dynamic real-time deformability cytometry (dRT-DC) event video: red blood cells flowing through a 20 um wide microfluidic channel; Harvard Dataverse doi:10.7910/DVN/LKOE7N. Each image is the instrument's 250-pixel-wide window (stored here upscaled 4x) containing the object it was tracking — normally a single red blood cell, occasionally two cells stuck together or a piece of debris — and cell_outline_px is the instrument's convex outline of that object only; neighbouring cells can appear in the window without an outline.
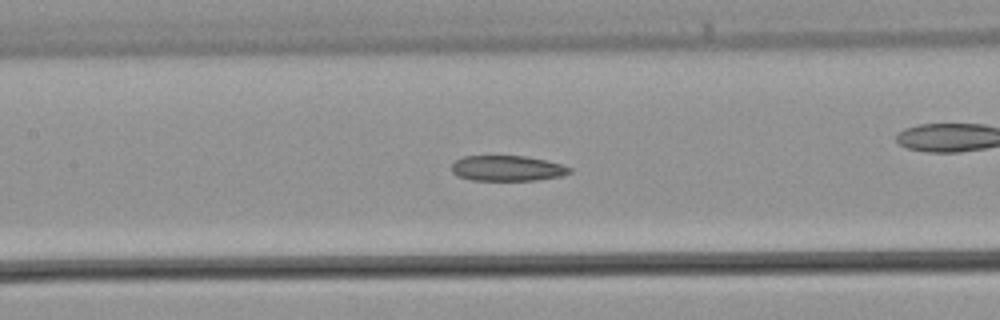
{"species": "common noctule bat (a hibernating species)", "species_latin": "Nyctalus noctula", "temperature_condition": "warm", "stored_images_in_passage": 21, "camera_frame_rate_fps": 3000, "um_per_image_px": 0.085, "animal": {"sex": "male", "body_mass_g": 21.5, "forearm_length_mm": 52.0}, "frame": {"image": 1, "passage_image": 6, "time_ms": 1.667, "image_size_px": [1000, 320], "cell_outline_px": [[572, 172], [560, 176], [536, 180], [472, 180], [456, 176], [452, 172], [452, 164], [456, 160], [464, 156], [524, 156], [564, 164], [572, 168]], "centroid_in_image_um": [43.12, 14.31], "position_along_channel_um": 164.3, "area_um2": 17.51}}